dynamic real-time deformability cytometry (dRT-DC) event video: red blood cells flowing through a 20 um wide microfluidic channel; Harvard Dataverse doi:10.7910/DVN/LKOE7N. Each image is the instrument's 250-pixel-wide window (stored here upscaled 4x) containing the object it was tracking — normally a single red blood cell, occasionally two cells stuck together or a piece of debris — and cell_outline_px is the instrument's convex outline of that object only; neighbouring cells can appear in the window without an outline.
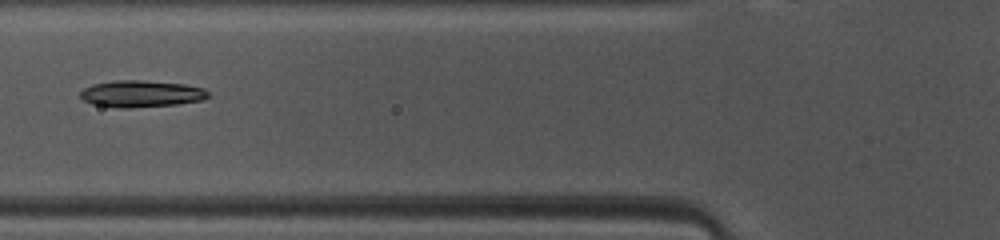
{"species": "common noctule bat (a hibernating species)", "species_latin": "Nyctalus noctula", "temperature_condition": "warm", "stored_images_in_passage": 29, "camera_frame_rate_fps": 3000, "um_per_image_px": 0.085, "animal": {"sex": "female", "body_mass_g": 10.0, "forearm_length_mm": 53.1}, "frame": {"image": 1, "passage_image": 5, "time_ms": 1.333, "image_size_px": [1000, 240], "cell_outline_px": [[208, 96], [200, 100], [176, 104], [128, 108], [124, 108], [92, 104], [84, 100], [80, 96], [80, 92], [84, 88], [92, 84], [112, 80], [140, 80], [184, 84], [204, 88], [208, 92]], "centroid_in_image_um": [11.96, 7.96], "position_along_channel_um": 113.8, "area_um2": 19.77}}
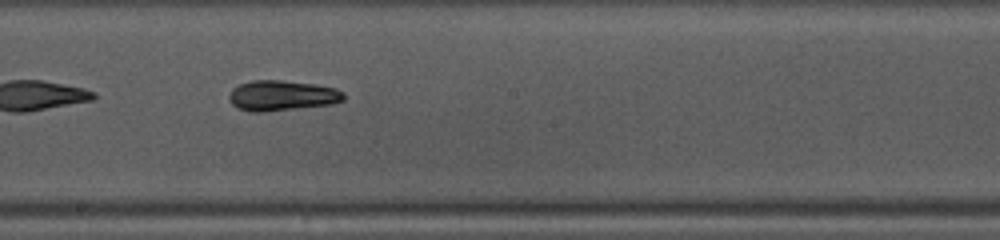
{"frame": {"image": 2, "passage_image": 13, "time_ms": 4.0, "image_size_px": [1000, 240], "cell_outline_px": [[344, 100], [332, 104], [260, 112], [248, 112], [236, 108], [232, 104], [228, 96], [232, 88], [240, 84], [252, 80], [280, 80], [316, 84], [336, 88], [344, 92]], "centroid_in_image_um": [23.95, 8.12], "position_along_channel_um": 224.3, "area_um2": 20.35}, "authors_computed_cell_mechanics": {"area_um2": 19.7676, "velocity_mm_per_s": 4.1259, "shape_relaxation_time_tau1_ms": 3.0377, "shape_relaxation_time_tau2_ms": 3.3923, "deformation_change_tau1": 0.147, "deformation_change_tau2": 0.1163}}